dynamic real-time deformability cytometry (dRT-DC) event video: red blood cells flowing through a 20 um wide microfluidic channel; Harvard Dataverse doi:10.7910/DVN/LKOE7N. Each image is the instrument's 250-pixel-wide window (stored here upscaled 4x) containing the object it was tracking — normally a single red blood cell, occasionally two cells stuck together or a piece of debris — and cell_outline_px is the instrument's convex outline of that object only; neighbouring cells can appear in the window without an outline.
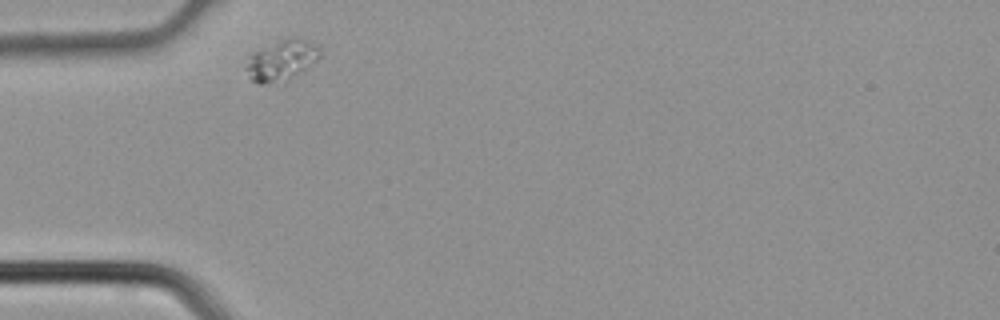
{"species": "common noctule bat (a hibernating species)", "species_latin": "Nyctalus noctula", "temperature_condition": "cold", "stored_images_in_passage": 2, "camera_frame_rate_fps": 3000, "um_per_image_px": 0.085, "animal": {"sex": "male", "body_mass_g": 21.5, "forearm_length_mm": 52.0}, "frame": {"image": 1, "passage_image": 1, "time_ms": 0.0, "image_size_px": [1000, 320], "cell_outline_px": [[324, 56], [308, 68], [284, 84], [260, 84], [252, 80], [248, 76], [244, 68], [248, 56], [252, 52], [280, 40], [292, 36], [296, 36], [320, 44]], "centroid_in_image_um": [24.01, 5.14], "position_along_channel_um": 61.0, "area_um2": 18.61}}
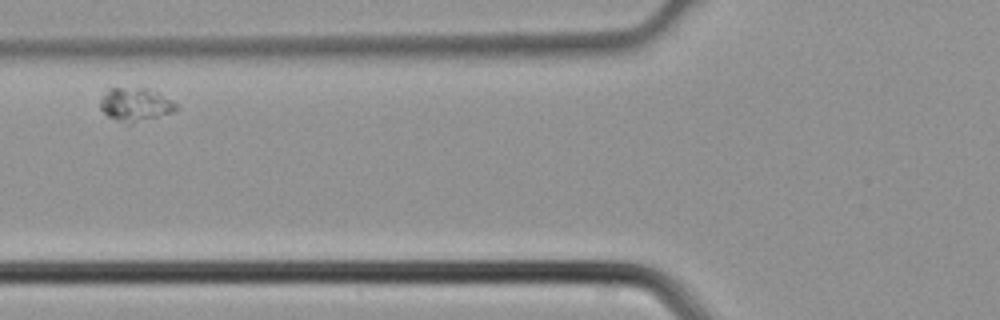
{"frame": {"image": 2, "passage_image": 2, "time_ms": 0.333, "image_size_px": [1000, 320], "cell_outline_px": [[180, 108], [172, 112], [132, 124], [128, 124], [116, 120], [108, 116], [100, 108], [100, 100], [108, 88], [148, 88], [160, 92], [172, 100]], "centroid_in_image_um": [11.53, 8.88], "position_along_channel_um": 114.3, "area_um2": 14.91}}